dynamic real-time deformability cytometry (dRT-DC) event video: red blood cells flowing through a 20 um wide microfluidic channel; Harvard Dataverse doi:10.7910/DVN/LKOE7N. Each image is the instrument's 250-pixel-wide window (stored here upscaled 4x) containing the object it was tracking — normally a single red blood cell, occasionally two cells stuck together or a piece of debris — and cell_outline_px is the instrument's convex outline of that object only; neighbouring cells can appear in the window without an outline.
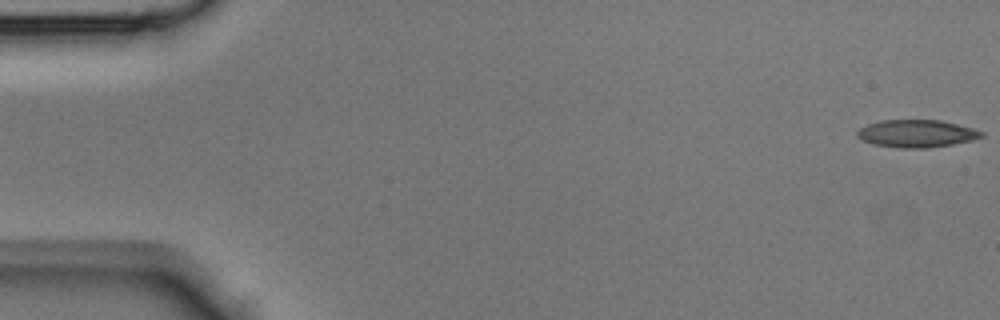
{"species": "Egyptian fruit bat (a non-hibernating species)", "species_latin": "Rousettus aegyptiacus", "temperature_condition": "room temperature", "stored_images_in_passage": 44, "camera_frame_rate_fps": 3000, "um_per_image_px": 0.085, "animal": {"sex": "male"}, "frame": {"image": 1, "passage_image": 1, "time_ms": 0.0, "image_size_px": [1000, 320], "cell_outline_px": [[984, 136], [972, 140], [952, 144], [928, 148], [900, 148], [872, 144], [860, 140], [856, 136], [856, 132], [860, 128], [868, 124], [880, 120], [940, 120], [972, 128], [984, 132]], "centroid_in_image_um": [77.87, 11.36], "position_along_channel_um": 7.1, "area_um2": 20.0}}
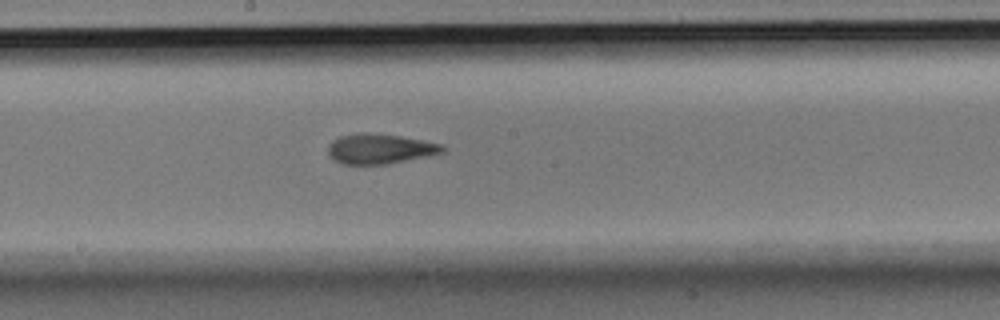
{"frame": {"image": 2, "passage_image": 24, "time_ms": 7.667, "image_size_px": [1000, 320], "cell_outline_px": [[448, 148], [444, 152], [388, 164], [344, 164], [328, 156], [328, 144], [332, 140], [340, 136], [360, 132], [368, 132], [400, 136], [444, 144]], "centroid_in_image_um": [32.3, 12.64], "position_along_channel_um": 215.9, "area_um2": 20.11}}
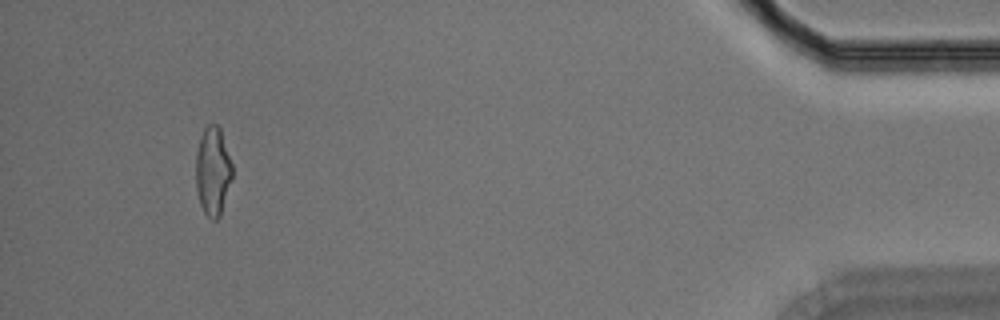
{"frame": {"image": 3, "passage_image": 42, "time_ms": 13.667, "image_size_px": [1000, 320], "cell_outline_px": [[232, 180], [220, 216], [216, 220], [212, 220], [204, 212], [200, 204], [196, 188], [196, 152], [200, 136], [204, 128], [208, 124], [216, 124], [220, 128], [232, 164]], "centroid_in_image_um": [18.09, 14.55], "position_along_channel_um": 417.1, "area_um2": 18.9}}